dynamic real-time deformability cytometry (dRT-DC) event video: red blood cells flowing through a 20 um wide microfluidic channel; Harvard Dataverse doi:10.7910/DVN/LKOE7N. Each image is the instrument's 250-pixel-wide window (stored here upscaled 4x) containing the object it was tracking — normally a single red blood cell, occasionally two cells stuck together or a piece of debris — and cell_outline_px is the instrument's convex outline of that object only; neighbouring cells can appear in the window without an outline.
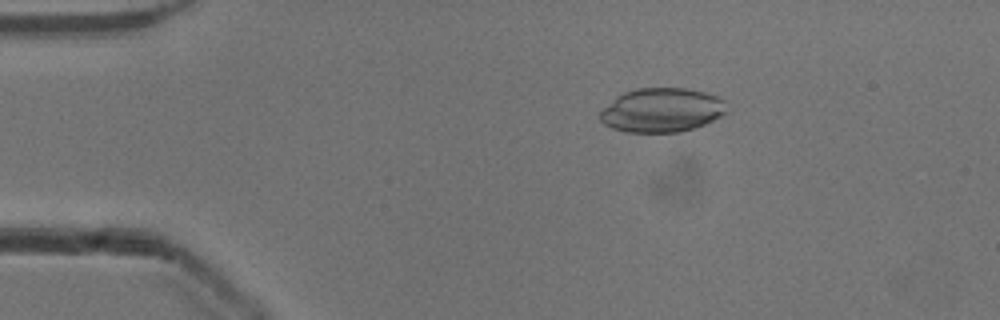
{"species": "common noctule bat (a hibernating species)", "species_latin": "Nyctalus noctula", "temperature_condition": "cold", "stored_images_in_passage": 6, "camera_frame_rate_fps": 3000, "um_per_image_px": 0.085, "animal": {"sex": "male", "body_mass_g": 13.3}, "frame": {"image": 1, "passage_image": 2, "time_ms": 0.333, "image_size_px": [1000, 320], "cell_outline_px": [[724, 112], [720, 116], [704, 124], [680, 132], [628, 132], [612, 128], [604, 124], [600, 120], [600, 112], [616, 96], [624, 92], [636, 88], [688, 88], [704, 92], [716, 96], [724, 100]], "centroid_in_image_um": [56.21, 9.35], "position_along_channel_um": 28.8, "area_um2": 32.25}}
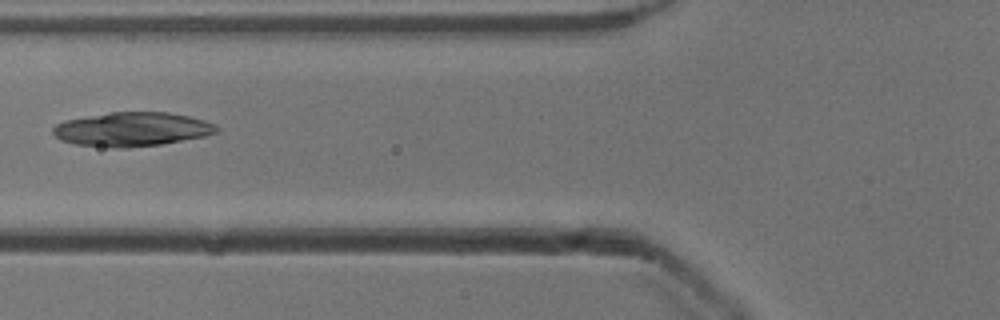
{"frame": {"image": 2, "passage_image": 5, "time_ms": 1.333, "image_size_px": [1000, 320], "cell_outline_px": [[220, 128], [216, 132], [204, 136], [160, 144], [128, 148], [112, 148], [76, 144], [60, 140], [52, 132], [52, 128], [56, 124], [64, 120], [112, 112], [168, 112], [188, 116], [204, 120], [216, 124]], "centroid_in_image_um": [11.21, 10.99], "position_along_channel_um": 114.6, "area_um2": 32.43}}
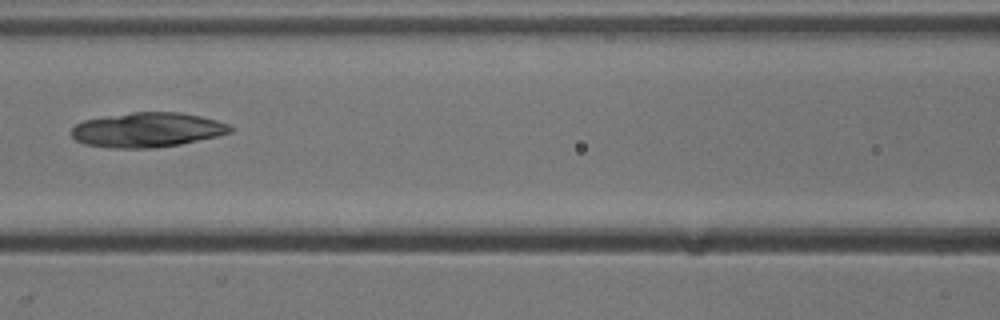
{"frame": {"image": 3, "passage_image": 6, "time_ms": 1.667, "image_size_px": [1000, 320], "cell_outline_px": [[232, 132], [216, 136], [180, 144], [156, 148], [112, 148], [84, 144], [76, 140], [72, 136], [72, 128], [76, 124], [84, 120], [104, 116], [132, 112], [180, 112], [200, 116], [216, 120], [228, 124], [232, 128]], "centroid_in_image_um": [12.5, 11.04], "position_along_channel_um": 154.1, "area_um2": 32.02}}